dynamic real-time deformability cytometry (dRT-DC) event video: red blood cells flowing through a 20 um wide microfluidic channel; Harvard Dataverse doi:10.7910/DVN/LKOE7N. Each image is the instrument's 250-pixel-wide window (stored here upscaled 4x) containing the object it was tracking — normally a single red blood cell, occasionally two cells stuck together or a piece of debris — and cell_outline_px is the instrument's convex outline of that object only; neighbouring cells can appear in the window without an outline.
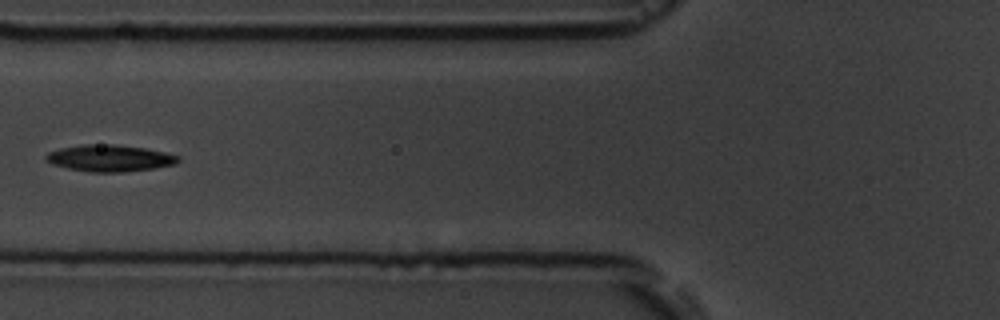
{"species": "common noctule bat (a hibernating species)", "species_latin": "Nyctalus noctula", "temperature_condition": "room temperature", "stored_images_in_passage": 6, "camera_frame_rate_fps": 3000, "um_per_image_px": 0.085, "animal": {"sex": "male", "body_mass_g": 19.5, "forearm_length_mm": 54.6}, "frame": {"image": 1, "passage_image": 6, "time_ms": 6.0, "image_size_px": [1000, 320], "cell_outline_px": [[180, 160], [172, 164], [156, 168], [124, 172], [92, 172], [68, 168], [52, 164], [44, 160], [44, 156], [48, 152], [60, 148], [80, 144], [116, 144], [144, 148], [164, 152], [180, 156]], "centroid_in_image_um": [9.29, 13.43], "position_along_channel_um": 116.5, "area_um2": 20.63}}